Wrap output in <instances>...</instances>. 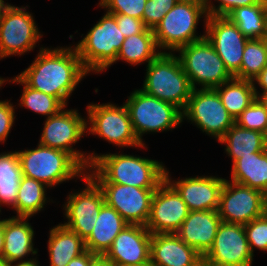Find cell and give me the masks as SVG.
I'll return each mask as SVG.
<instances>
[{
    "instance_id": "ba28073f",
    "label": "cell",
    "mask_w": 267,
    "mask_h": 266,
    "mask_svg": "<svg viewBox=\"0 0 267 266\" xmlns=\"http://www.w3.org/2000/svg\"><path fill=\"white\" fill-rule=\"evenodd\" d=\"M203 14L207 16L206 6L177 2L153 29L157 46L177 51L205 38V35H195L196 25Z\"/></svg>"
},
{
    "instance_id": "4dcf8cb0",
    "label": "cell",
    "mask_w": 267,
    "mask_h": 266,
    "mask_svg": "<svg viewBox=\"0 0 267 266\" xmlns=\"http://www.w3.org/2000/svg\"><path fill=\"white\" fill-rule=\"evenodd\" d=\"M22 176L17 152L1 154L0 204L11 205L16 210L17 193Z\"/></svg>"
},
{
    "instance_id": "ffe728a7",
    "label": "cell",
    "mask_w": 267,
    "mask_h": 266,
    "mask_svg": "<svg viewBox=\"0 0 267 266\" xmlns=\"http://www.w3.org/2000/svg\"><path fill=\"white\" fill-rule=\"evenodd\" d=\"M165 180L178 192L190 211L218 210L225 179L204 176L171 183L166 171Z\"/></svg>"
},
{
    "instance_id": "681fc988",
    "label": "cell",
    "mask_w": 267,
    "mask_h": 266,
    "mask_svg": "<svg viewBox=\"0 0 267 266\" xmlns=\"http://www.w3.org/2000/svg\"><path fill=\"white\" fill-rule=\"evenodd\" d=\"M9 6V4H4V1L0 0V19L3 17V14Z\"/></svg>"
},
{
    "instance_id": "c3c4849f",
    "label": "cell",
    "mask_w": 267,
    "mask_h": 266,
    "mask_svg": "<svg viewBox=\"0 0 267 266\" xmlns=\"http://www.w3.org/2000/svg\"><path fill=\"white\" fill-rule=\"evenodd\" d=\"M256 98L260 101V103L265 107L267 110V92L261 93V95L256 96Z\"/></svg>"
},
{
    "instance_id": "ee69618b",
    "label": "cell",
    "mask_w": 267,
    "mask_h": 266,
    "mask_svg": "<svg viewBox=\"0 0 267 266\" xmlns=\"http://www.w3.org/2000/svg\"><path fill=\"white\" fill-rule=\"evenodd\" d=\"M90 266H114L104 255H97L91 262Z\"/></svg>"
},
{
    "instance_id": "d6986e66",
    "label": "cell",
    "mask_w": 267,
    "mask_h": 266,
    "mask_svg": "<svg viewBox=\"0 0 267 266\" xmlns=\"http://www.w3.org/2000/svg\"><path fill=\"white\" fill-rule=\"evenodd\" d=\"M152 234L142 225L128 224L104 254L113 264L140 265L150 263Z\"/></svg>"
},
{
    "instance_id": "2e32d148",
    "label": "cell",
    "mask_w": 267,
    "mask_h": 266,
    "mask_svg": "<svg viewBox=\"0 0 267 266\" xmlns=\"http://www.w3.org/2000/svg\"><path fill=\"white\" fill-rule=\"evenodd\" d=\"M40 37L33 16L25 7L10 5L0 19V58L32 50Z\"/></svg>"
},
{
    "instance_id": "f5cc1de1",
    "label": "cell",
    "mask_w": 267,
    "mask_h": 266,
    "mask_svg": "<svg viewBox=\"0 0 267 266\" xmlns=\"http://www.w3.org/2000/svg\"><path fill=\"white\" fill-rule=\"evenodd\" d=\"M4 79L0 78V86L4 83Z\"/></svg>"
},
{
    "instance_id": "8d00e7d4",
    "label": "cell",
    "mask_w": 267,
    "mask_h": 266,
    "mask_svg": "<svg viewBox=\"0 0 267 266\" xmlns=\"http://www.w3.org/2000/svg\"><path fill=\"white\" fill-rule=\"evenodd\" d=\"M176 3L177 0H147L142 16L144 25L153 30Z\"/></svg>"
},
{
    "instance_id": "f6af8a7d",
    "label": "cell",
    "mask_w": 267,
    "mask_h": 266,
    "mask_svg": "<svg viewBox=\"0 0 267 266\" xmlns=\"http://www.w3.org/2000/svg\"><path fill=\"white\" fill-rule=\"evenodd\" d=\"M4 247V229H3V220H0V260H2Z\"/></svg>"
},
{
    "instance_id": "5b68a950",
    "label": "cell",
    "mask_w": 267,
    "mask_h": 266,
    "mask_svg": "<svg viewBox=\"0 0 267 266\" xmlns=\"http://www.w3.org/2000/svg\"><path fill=\"white\" fill-rule=\"evenodd\" d=\"M124 40L115 17L107 12L75 48L87 72H100L116 62Z\"/></svg>"
},
{
    "instance_id": "f546056e",
    "label": "cell",
    "mask_w": 267,
    "mask_h": 266,
    "mask_svg": "<svg viewBox=\"0 0 267 266\" xmlns=\"http://www.w3.org/2000/svg\"><path fill=\"white\" fill-rule=\"evenodd\" d=\"M156 39L152 29L146 28L142 33L132 35L122 43L118 51L116 61L121 58L130 64H138L147 61L148 64L160 53H156Z\"/></svg>"
},
{
    "instance_id": "cb8c5ba5",
    "label": "cell",
    "mask_w": 267,
    "mask_h": 266,
    "mask_svg": "<svg viewBox=\"0 0 267 266\" xmlns=\"http://www.w3.org/2000/svg\"><path fill=\"white\" fill-rule=\"evenodd\" d=\"M24 217H12L3 220L4 247L2 260L16 262L27 254H37L33 249L34 231Z\"/></svg>"
},
{
    "instance_id": "9c48e42d",
    "label": "cell",
    "mask_w": 267,
    "mask_h": 266,
    "mask_svg": "<svg viewBox=\"0 0 267 266\" xmlns=\"http://www.w3.org/2000/svg\"><path fill=\"white\" fill-rule=\"evenodd\" d=\"M182 114L218 141L235 124L215 89H193Z\"/></svg>"
},
{
    "instance_id": "60d3db41",
    "label": "cell",
    "mask_w": 267,
    "mask_h": 266,
    "mask_svg": "<svg viewBox=\"0 0 267 266\" xmlns=\"http://www.w3.org/2000/svg\"><path fill=\"white\" fill-rule=\"evenodd\" d=\"M14 108L8 101H0V142L5 141L14 123Z\"/></svg>"
},
{
    "instance_id": "4316f807",
    "label": "cell",
    "mask_w": 267,
    "mask_h": 266,
    "mask_svg": "<svg viewBox=\"0 0 267 266\" xmlns=\"http://www.w3.org/2000/svg\"><path fill=\"white\" fill-rule=\"evenodd\" d=\"M226 143V152L233 158V163L242 156L267 149V135L244 129L236 123L219 140Z\"/></svg>"
},
{
    "instance_id": "e575fe53",
    "label": "cell",
    "mask_w": 267,
    "mask_h": 266,
    "mask_svg": "<svg viewBox=\"0 0 267 266\" xmlns=\"http://www.w3.org/2000/svg\"><path fill=\"white\" fill-rule=\"evenodd\" d=\"M235 123L244 128L267 135V110L256 98L236 119Z\"/></svg>"
},
{
    "instance_id": "bcb514c9",
    "label": "cell",
    "mask_w": 267,
    "mask_h": 266,
    "mask_svg": "<svg viewBox=\"0 0 267 266\" xmlns=\"http://www.w3.org/2000/svg\"><path fill=\"white\" fill-rule=\"evenodd\" d=\"M178 3H188L199 6H207V0H177Z\"/></svg>"
},
{
    "instance_id": "1f68e13d",
    "label": "cell",
    "mask_w": 267,
    "mask_h": 266,
    "mask_svg": "<svg viewBox=\"0 0 267 266\" xmlns=\"http://www.w3.org/2000/svg\"><path fill=\"white\" fill-rule=\"evenodd\" d=\"M45 184L22 176L16 199L17 217L29 218L43 208L46 201Z\"/></svg>"
},
{
    "instance_id": "9a60e30c",
    "label": "cell",
    "mask_w": 267,
    "mask_h": 266,
    "mask_svg": "<svg viewBox=\"0 0 267 266\" xmlns=\"http://www.w3.org/2000/svg\"><path fill=\"white\" fill-rule=\"evenodd\" d=\"M105 203L114 208L130 225L145 226L157 188H138L114 183H97Z\"/></svg>"
},
{
    "instance_id": "83f0119b",
    "label": "cell",
    "mask_w": 267,
    "mask_h": 266,
    "mask_svg": "<svg viewBox=\"0 0 267 266\" xmlns=\"http://www.w3.org/2000/svg\"><path fill=\"white\" fill-rule=\"evenodd\" d=\"M227 17L248 39L267 38V0L236 8Z\"/></svg>"
},
{
    "instance_id": "816d5d0a",
    "label": "cell",
    "mask_w": 267,
    "mask_h": 266,
    "mask_svg": "<svg viewBox=\"0 0 267 266\" xmlns=\"http://www.w3.org/2000/svg\"><path fill=\"white\" fill-rule=\"evenodd\" d=\"M0 266H9V263L4 260H0Z\"/></svg>"
},
{
    "instance_id": "603a6c76",
    "label": "cell",
    "mask_w": 267,
    "mask_h": 266,
    "mask_svg": "<svg viewBox=\"0 0 267 266\" xmlns=\"http://www.w3.org/2000/svg\"><path fill=\"white\" fill-rule=\"evenodd\" d=\"M127 225L128 223L114 208L104 203L92 233L85 240L86 250L97 255H104Z\"/></svg>"
},
{
    "instance_id": "f907efd6",
    "label": "cell",
    "mask_w": 267,
    "mask_h": 266,
    "mask_svg": "<svg viewBox=\"0 0 267 266\" xmlns=\"http://www.w3.org/2000/svg\"><path fill=\"white\" fill-rule=\"evenodd\" d=\"M114 266H152L151 263L147 264H140V265H120V264H114Z\"/></svg>"
},
{
    "instance_id": "30bf717a",
    "label": "cell",
    "mask_w": 267,
    "mask_h": 266,
    "mask_svg": "<svg viewBox=\"0 0 267 266\" xmlns=\"http://www.w3.org/2000/svg\"><path fill=\"white\" fill-rule=\"evenodd\" d=\"M218 214L223 222L245 225L267 211V196L236 182L223 184Z\"/></svg>"
},
{
    "instance_id": "b9f144b4",
    "label": "cell",
    "mask_w": 267,
    "mask_h": 266,
    "mask_svg": "<svg viewBox=\"0 0 267 266\" xmlns=\"http://www.w3.org/2000/svg\"><path fill=\"white\" fill-rule=\"evenodd\" d=\"M97 256L88 250L72 259L67 266H90L92 260Z\"/></svg>"
},
{
    "instance_id": "5bb4252c",
    "label": "cell",
    "mask_w": 267,
    "mask_h": 266,
    "mask_svg": "<svg viewBox=\"0 0 267 266\" xmlns=\"http://www.w3.org/2000/svg\"><path fill=\"white\" fill-rule=\"evenodd\" d=\"M87 128L85 121L75 110H61L57 115L50 116L45 121L40 145L63 150L71 154L86 170L90 168V155L73 150L70 147L76 143Z\"/></svg>"
},
{
    "instance_id": "44dd1931",
    "label": "cell",
    "mask_w": 267,
    "mask_h": 266,
    "mask_svg": "<svg viewBox=\"0 0 267 266\" xmlns=\"http://www.w3.org/2000/svg\"><path fill=\"white\" fill-rule=\"evenodd\" d=\"M152 266H203V256L175 233L152 234Z\"/></svg>"
},
{
    "instance_id": "74e56055",
    "label": "cell",
    "mask_w": 267,
    "mask_h": 266,
    "mask_svg": "<svg viewBox=\"0 0 267 266\" xmlns=\"http://www.w3.org/2000/svg\"><path fill=\"white\" fill-rule=\"evenodd\" d=\"M147 0H101L100 6L106 7L110 14H125L142 20Z\"/></svg>"
},
{
    "instance_id": "7402d4cb",
    "label": "cell",
    "mask_w": 267,
    "mask_h": 266,
    "mask_svg": "<svg viewBox=\"0 0 267 266\" xmlns=\"http://www.w3.org/2000/svg\"><path fill=\"white\" fill-rule=\"evenodd\" d=\"M221 222L217 210L190 211L175 234L204 256L212 247Z\"/></svg>"
},
{
    "instance_id": "7bdbcfd3",
    "label": "cell",
    "mask_w": 267,
    "mask_h": 266,
    "mask_svg": "<svg viewBox=\"0 0 267 266\" xmlns=\"http://www.w3.org/2000/svg\"><path fill=\"white\" fill-rule=\"evenodd\" d=\"M262 87L263 93L267 92V66L253 79Z\"/></svg>"
},
{
    "instance_id": "ab89813d",
    "label": "cell",
    "mask_w": 267,
    "mask_h": 266,
    "mask_svg": "<svg viewBox=\"0 0 267 266\" xmlns=\"http://www.w3.org/2000/svg\"><path fill=\"white\" fill-rule=\"evenodd\" d=\"M118 24L121 33L128 38L132 35L142 33L147 27L144 25L143 20L125 15V14H112Z\"/></svg>"
},
{
    "instance_id": "3957f363",
    "label": "cell",
    "mask_w": 267,
    "mask_h": 266,
    "mask_svg": "<svg viewBox=\"0 0 267 266\" xmlns=\"http://www.w3.org/2000/svg\"><path fill=\"white\" fill-rule=\"evenodd\" d=\"M146 73L141 90L178 107L183 112L193 88L178 57L171 52H161L147 65Z\"/></svg>"
},
{
    "instance_id": "f35d334b",
    "label": "cell",
    "mask_w": 267,
    "mask_h": 266,
    "mask_svg": "<svg viewBox=\"0 0 267 266\" xmlns=\"http://www.w3.org/2000/svg\"><path fill=\"white\" fill-rule=\"evenodd\" d=\"M219 6H209L207 0L206 12L207 16H228L234 9L260 3L262 0H218Z\"/></svg>"
},
{
    "instance_id": "277c9868",
    "label": "cell",
    "mask_w": 267,
    "mask_h": 266,
    "mask_svg": "<svg viewBox=\"0 0 267 266\" xmlns=\"http://www.w3.org/2000/svg\"><path fill=\"white\" fill-rule=\"evenodd\" d=\"M22 175L55 186L74 176H81L85 168L69 153L38 145L33 150L18 151Z\"/></svg>"
},
{
    "instance_id": "f1b7e54d",
    "label": "cell",
    "mask_w": 267,
    "mask_h": 266,
    "mask_svg": "<svg viewBox=\"0 0 267 266\" xmlns=\"http://www.w3.org/2000/svg\"><path fill=\"white\" fill-rule=\"evenodd\" d=\"M226 86V87H225ZM222 87H225V89ZM223 106L236 119L258 96L254 82L233 78L216 87Z\"/></svg>"
},
{
    "instance_id": "d6a6232c",
    "label": "cell",
    "mask_w": 267,
    "mask_h": 266,
    "mask_svg": "<svg viewBox=\"0 0 267 266\" xmlns=\"http://www.w3.org/2000/svg\"><path fill=\"white\" fill-rule=\"evenodd\" d=\"M267 66V38L248 39L241 62V80L253 79Z\"/></svg>"
},
{
    "instance_id": "d590c367",
    "label": "cell",
    "mask_w": 267,
    "mask_h": 266,
    "mask_svg": "<svg viewBox=\"0 0 267 266\" xmlns=\"http://www.w3.org/2000/svg\"><path fill=\"white\" fill-rule=\"evenodd\" d=\"M250 251L253 255V246L267 251V211L244 225Z\"/></svg>"
},
{
    "instance_id": "7dc6e473",
    "label": "cell",
    "mask_w": 267,
    "mask_h": 266,
    "mask_svg": "<svg viewBox=\"0 0 267 266\" xmlns=\"http://www.w3.org/2000/svg\"><path fill=\"white\" fill-rule=\"evenodd\" d=\"M9 266H39L35 260H29V261H21L20 263H18L17 265H12V263H9Z\"/></svg>"
},
{
    "instance_id": "8fae6325",
    "label": "cell",
    "mask_w": 267,
    "mask_h": 266,
    "mask_svg": "<svg viewBox=\"0 0 267 266\" xmlns=\"http://www.w3.org/2000/svg\"><path fill=\"white\" fill-rule=\"evenodd\" d=\"M252 261L244 225L222 221L203 266H251Z\"/></svg>"
},
{
    "instance_id": "e0dca14e",
    "label": "cell",
    "mask_w": 267,
    "mask_h": 266,
    "mask_svg": "<svg viewBox=\"0 0 267 266\" xmlns=\"http://www.w3.org/2000/svg\"><path fill=\"white\" fill-rule=\"evenodd\" d=\"M82 179L86 181L87 188L69 195L65 204V216L68 222L62 225L77 233L85 241L93 231L105 200L101 188L89 174H85Z\"/></svg>"
},
{
    "instance_id": "6da1fadb",
    "label": "cell",
    "mask_w": 267,
    "mask_h": 266,
    "mask_svg": "<svg viewBox=\"0 0 267 266\" xmlns=\"http://www.w3.org/2000/svg\"><path fill=\"white\" fill-rule=\"evenodd\" d=\"M87 73L76 48H42L35 61L18 76L29 87L56 97L65 106Z\"/></svg>"
},
{
    "instance_id": "836d02e7",
    "label": "cell",
    "mask_w": 267,
    "mask_h": 266,
    "mask_svg": "<svg viewBox=\"0 0 267 266\" xmlns=\"http://www.w3.org/2000/svg\"><path fill=\"white\" fill-rule=\"evenodd\" d=\"M12 82L24 85L20 104L34 112L47 115L48 117L57 115L65 106L56 98L39 90L29 87L19 76Z\"/></svg>"
},
{
    "instance_id": "ac0fdd59",
    "label": "cell",
    "mask_w": 267,
    "mask_h": 266,
    "mask_svg": "<svg viewBox=\"0 0 267 266\" xmlns=\"http://www.w3.org/2000/svg\"><path fill=\"white\" fill-rule=\"evenodd\" d=\"M190 210L165 180L154 192L146 228L151 234L176 233Z\"/></svg>"
},
{
    "instance_id": "8992f818",
    "label": "cell",
    "mask_w": 267,
    "mask_h": 266,
    "mask_svg": "<svg viewBox=\"0 0 267 266\" xmlns=\"http://www.w3.org/2000/svg\"><path fill=\"white\" fill-rule=\"evenodd\" d=\"M177 51L180 52L178 59L193 89L196 88L195 83L201 84L203 89H215L234 78L206 37Z\"/></svg>"
},
{
    "instance_id": "4fadbf2b",
    "label": "cell",
    "mask_w": 267,
    "mask_h": 266,
    "mask_svg": "<svg viewBox=\"0 0 267 266\" xmlns=\"http://www.w3.org/2000/svg\"><path fill=\"white\" fill-rule=\"evenodd\" d=\"M206 39L234 78L241 80V62L248 41L226 16H206Z\"/></svg>"
},
{
    "instance_id": "484cf974",
    "label": "cell",
    "mask_w": 267,
    "mask_h": 266,
    "mask_svg": "<svg viewBox=\"0 0 267 266\" xmlns=\"http://www.w3.org/2000/svg\"><path fill=\"white\" fill-rule=\"evenodd\" d=\"M48 241L51 266H67L86 251L85 241L62 224L50 230Z\"/></svg>"
},
{
    "instance_id": "d4e9b609",
    "label": "cell",
    "mask_w": 267,
    "mask_h": 266,
    "mask_svg": "<svg viewBox=\"0 0 267 266\" xmlns=\"http://www.w3.org/2000/svg\"><path fill=\"white\" fill-rule=\"evenodd\" d=\"M231 177V182L249 186L267 196V149L237 159Z\"/></svg>"
},
{
    "instance_id": "7a4b0ae2",
    "label": "cell",
    "mask_w": 267,
    "mask_h": 266,
    "mask_svg": "<svg viewBox=\"0 0 267 266\" xmlns=\"http://www.w3.org/2000/svg\"><path fill=\"white\" fill-rule=\"evenodd\" d=\"M90 156L96 183H114L138 188H158L165 181L166 169L156 160L124 154Z\"/></svg>"
},
{
    "instance_id": "52a82bcc",
    "label": "cell",
    "mask_w": 267,
    "mask_h": 266,
    "mask_svg": "<svg viewBox=\"0 0 267 266\" xmlns=\"http://www.w3.org/2000/svg\"><path fill=\"white\" fill-rule=\"evenodd\" d=\"M125 105L140 142L145 132L172 129L183 120L182 111L178 107L148 95L140 89L130 95Z\"/></svg>"
},
{
    "instance_id": "7c38bea8",
    "label": "cell",
    "mask_w": 267,
    "mask_h": 266,
    "mask_svg": "<svg viewBox=\"0 0 267 266\" xmlns=\"http://www.w3.org/2000/svg\"><path fill=\"white\" fill-rule=\"evenodd\" d=\"M87 107L91 122L89 130L92 134H98L105 140L122 147H144L143 142L139 141L134 132L125 104L121 107L113 104H93Z\"/></svg>"
}]
</instances>
